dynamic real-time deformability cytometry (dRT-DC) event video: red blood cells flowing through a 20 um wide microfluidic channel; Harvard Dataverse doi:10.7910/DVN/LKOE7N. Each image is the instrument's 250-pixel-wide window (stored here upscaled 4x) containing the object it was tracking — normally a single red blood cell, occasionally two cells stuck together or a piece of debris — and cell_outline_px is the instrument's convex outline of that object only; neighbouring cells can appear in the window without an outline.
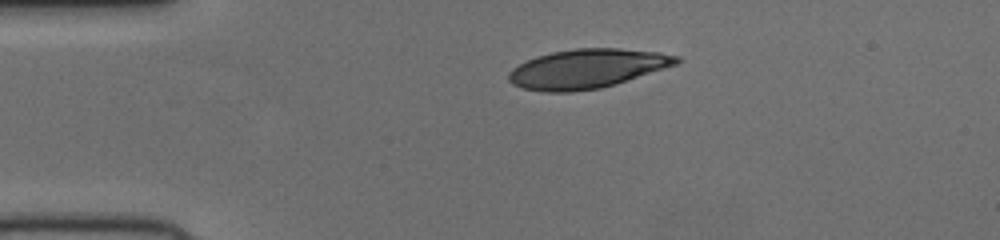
{"species": "human", "species_latin": "Homo sapiens", "temperature_condition": "cold", "stored_images_in_passage": 41, "camera_frame_rate_fps": 3000, "um_per_image_px": 0.085, "donor": {"sex": "female"}, "frame": {"image": 1, "passage_image": 1, "time_ms": 0.0, "image_size_px": [1000, 240], "cell_outline_px": [[680, 60], [676, 64], [600, 88], [572, 92], [544, 92], [524, 88], [512, 84], [508, 80], [508, 72], [512, 68], [536, 56], [552, 52], [576, 48], [620, 48], [660, 52], [680, 56]], "centroid_in_image_um": [49.86, 5.83], "position_along_channel_um": 35.1, "area_um2": 37.97}}
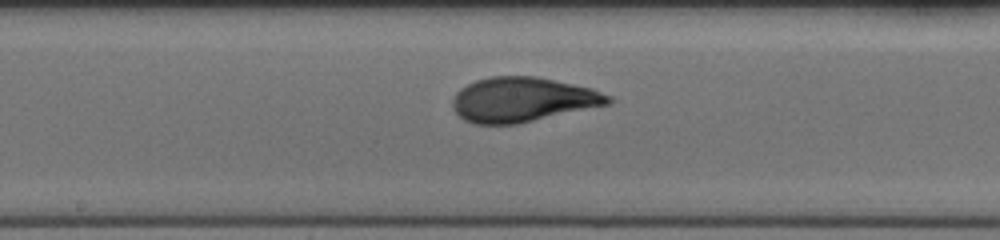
{"frame": {"image": 2, "passage_image": 17, "time_ms": 5.333, "image_size_px": [1000, 240], "cell_outline_px": [[616, 100], [612, 104], [516, 124], [472, 124], [464, 120], [456, 112], [452, 104], [452, 100], [456, 92], [460, 88], [476, 80], [492, 76], [536, 76], [592, 88], [612, 96]], "centroid_in_image_um": [44.46, 8.47], "position_along_channel_um": 203.7, "area_um2": 40.75}}
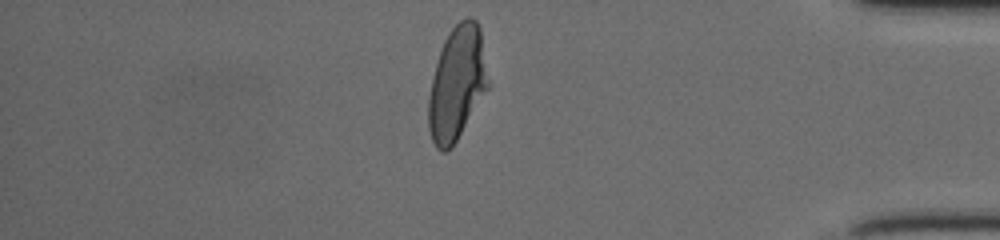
{"frame": {"image": 3, "passage_image": 34, "time_ms": 11.0, "image_size_px": [1000, 240], "cell_outline_px": [[492, 84], [456, 140], [444, 152], [440, 152], [436, 148], [432, 140], [428, 128], [428, 96], [432, 76], [444, 40], [448, 32], [460, 20], [468, 16], [472, 16], [476, 20], [480, 28]], "centroid_in_image_um": [38.88, 7.04], "position_along_channel_um": 396.3, "area_um2": 40.17}}